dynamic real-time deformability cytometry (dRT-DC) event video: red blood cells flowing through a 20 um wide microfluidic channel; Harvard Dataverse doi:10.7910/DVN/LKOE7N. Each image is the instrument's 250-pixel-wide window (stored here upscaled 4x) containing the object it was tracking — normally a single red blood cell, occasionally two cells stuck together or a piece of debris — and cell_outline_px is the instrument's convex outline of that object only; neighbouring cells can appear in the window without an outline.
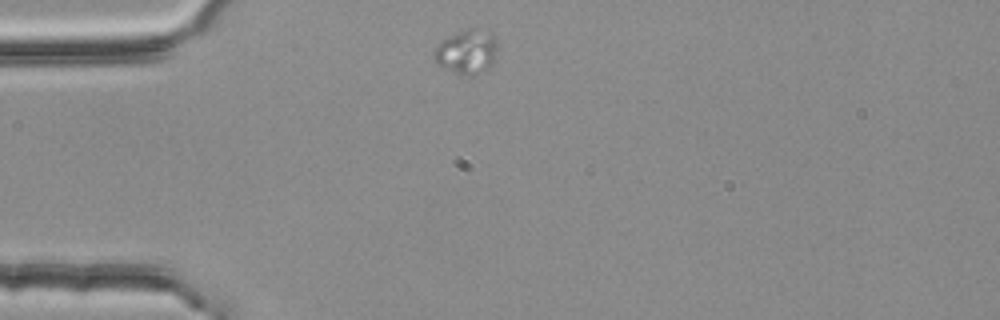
{"species": "common noctule bat (a hibernating species)", "species_latin": "Nyctalus noctula", "temperature_condition": "room temperature", "stored_images_in_passage": 3, "camera_frame_rate_fps": 3000, "um_per_image_px": 0.085, "animal": {"sex": "female", "body_mass_g": 25.1}, "frame": {"image": 1, "passage_image": 1, "time_ms": 0.0, "image_size_px": [1000, 320], "cell_outline_px": [[496, 52], [492, 64], [484, 72], [472, 76], [464, 76], [452, 72], [436, 64], [432, 56], [432, 52], [444, 40], [456, 32], [464, 28], [472, 28], [492, 32], [496, 36]], "centroid_in_image_um": [39.68, 4.42], "position_along_channel_um": 45.3, "area_um2": 16.65}}